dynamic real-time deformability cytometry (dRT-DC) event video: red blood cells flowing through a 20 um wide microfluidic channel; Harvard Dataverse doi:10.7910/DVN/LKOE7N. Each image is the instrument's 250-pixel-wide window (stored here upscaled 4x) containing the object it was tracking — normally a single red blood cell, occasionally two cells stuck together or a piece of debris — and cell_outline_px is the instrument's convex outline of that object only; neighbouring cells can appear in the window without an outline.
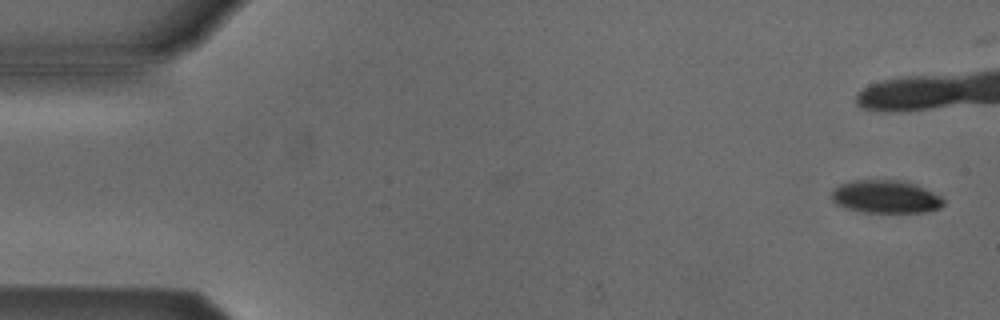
{"species": "Egyptian fruit bat (a non-hibernating species)", "species_latin": "Rousettus aegyptiacus", "temperature_condition": "cold", "stored_images_in_passage": 2, "camera_frame_rate_fps": 3000, "um_per_image_px": 0.085, "animal": {"sex": "male"}, "frame": {"image": 1, "passage_image": 2, "time_ms": 1.333, "image_size_px": [1000, 320], "cell_outline_px": [[944, 204], [940, 208], [928, 212], [864, 212], [844, 208], [836, 204], [832, 200], [832, 188], [840, 184], [852, 180], [900, 180], [916, 184], [940, 196], [944, 200]], "centroid_in_image_um": [75.26, 16.72], "position_along_channel_um": 9.7, "area_um2": 21.62}}